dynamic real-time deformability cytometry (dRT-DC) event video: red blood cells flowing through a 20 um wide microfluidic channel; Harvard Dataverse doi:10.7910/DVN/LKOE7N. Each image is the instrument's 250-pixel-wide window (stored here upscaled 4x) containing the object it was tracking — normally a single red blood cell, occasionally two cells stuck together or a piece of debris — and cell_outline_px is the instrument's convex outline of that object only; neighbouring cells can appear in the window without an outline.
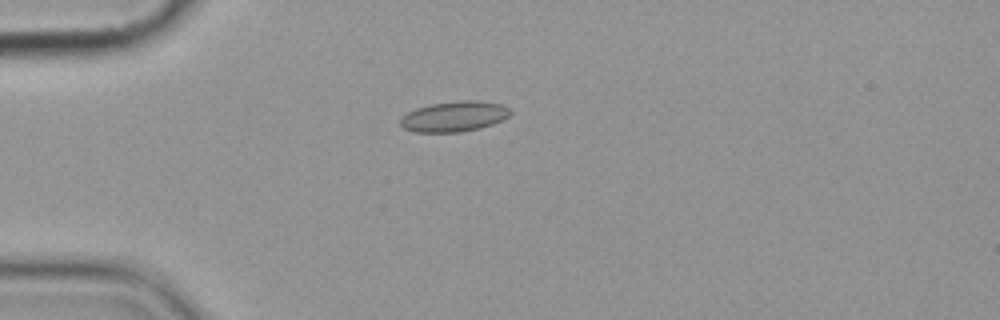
{"species": "common noctule bat (a hibernating species)", "species_latin": "Nyctalus noctula", "temperature_condition": "cold", "stored_images_in_passage": 12, "camera_frame_rate_fps": 3000, "um_per_image_px": 0.085, "animal": {"sex": "female", "body_mass_g": 19.9}, "frame": {"image": 1, "passage_image": 1, "time_ms": 0.0, "image_size_px": [1000, 320], "cell_outline_px": [[512, 112], [508, 116], [492, 124], [480, 128], [460, 132], [416, 132], [404, 128], [400, 124], [400, 120], [408, 112], [416, 108], [432, 104], [460, 100], [480, 100], [504, 104]], "centroid_in_image_um": [38.63, 9.89], "position_along_channel_um": 46.4, "area_um2": 19.42}}
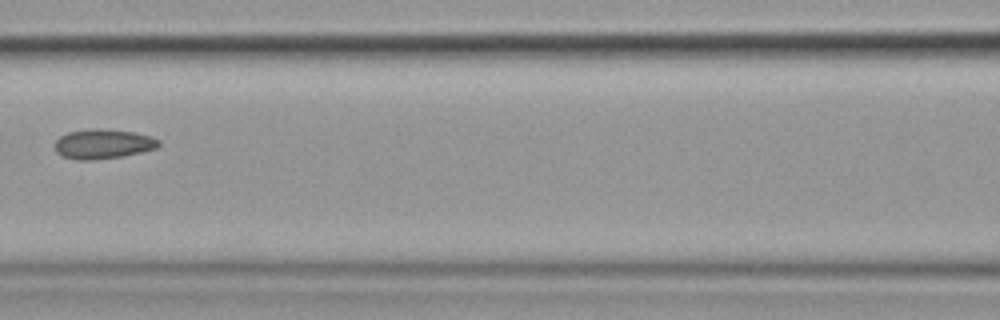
{"frame": {"image": 2, "passage_image": 4, "time_ms": 3.667, "image_size_px": [1000, 320], "cell_outline_px": [[160, 144], [156, 148], [140, 152], [120, 156], [92, 160], [76, 160], [60, 156], [56, 152], [56, 140], [60, 136], [68, 132], [88, 128], [100, 128], [136, 132], [152, 136], [160, 140]], "centroid_in_image_um": [8.75, 12.22], "position_along_channel_um": 157.9, "area_um2": 18.09}}
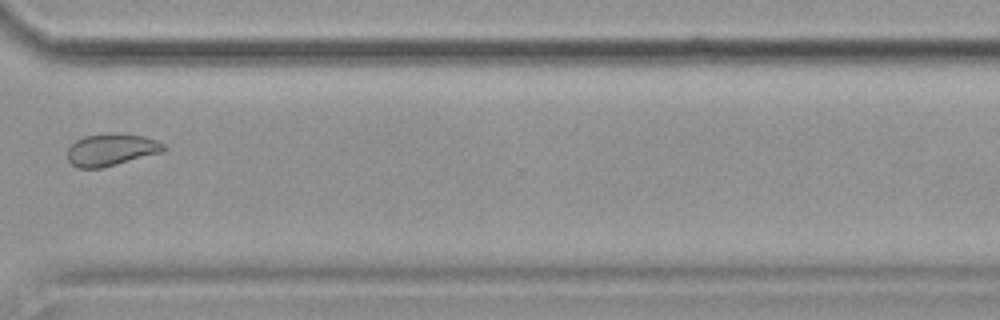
{"frame": {"image": 3, "passage_image": 9, "time_ms": 9.333, "image_size_px": [1000, 320], "cell_outline_px": [[168, 148], [160, 152], [116, 164], [100, 168], [76, 168], [68, 160], [68, 148], [76, 140], [84, 136], [116, 132], [144, 136], [156, 140], [164, 144]], "centroid_in_image_um": [9.44, 12.71], "position_along_channel_um": 361.2, "area_um2": 17.92}, "authors_computed_cell_mechanics": {"area_um2": 18.0047, "velocity_mm_per_s": 3.5905, "shape_relaxation_time_tau1_ms": null, "shape_relaxation_time_tau2_ms": 1.8177, "deformation_change_tau1": null, "deformation_change_tau2": 0.0556}}